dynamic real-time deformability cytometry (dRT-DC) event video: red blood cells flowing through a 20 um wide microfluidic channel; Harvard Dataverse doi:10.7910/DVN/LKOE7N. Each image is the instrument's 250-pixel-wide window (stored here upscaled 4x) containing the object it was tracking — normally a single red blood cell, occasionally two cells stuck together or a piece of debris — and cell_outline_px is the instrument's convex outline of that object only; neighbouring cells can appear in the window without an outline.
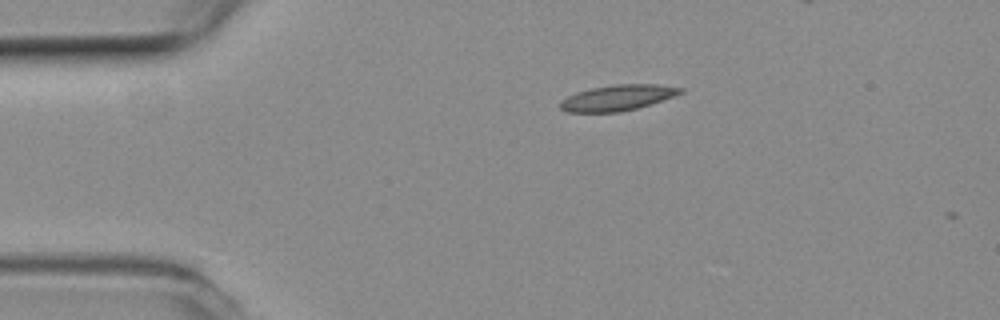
{"species": "common noctule bat (a hibernating species)", "species_latin": "Nyctalus noctula", "temperature_condition": "room temperature", "stored_images_in_passage": 41, "camera_frame_rate_fps": 3000, "um_per_image_px": 0.085, "animal": {"sex": "female", "body_mass_g": 19.3, "forearm_length_mm": 54.1}, "frame": {"image": 1, "passage_image": 1, "time_ms": 0.0, "image_size_px": [1000, 320], "cell_outline_px": [[684, 92], [676, 96], [636, 108], [620, 112], [568, 112], [560, 108], [560, 100], [576, 92], [592, 88], [616, 84], [656, 84], [684, 88]], "centroid_in_image_um": [52.51, 8.3], "position_along_channel_um": 32.5, "area_um2": 17.98}}
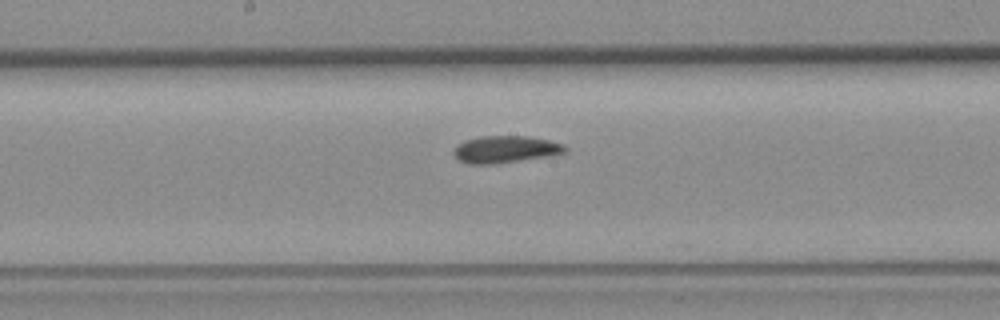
{"frame": {"image": 2, "passage_image": 18, "time_ms": 5.667, "image_size_px": [1000, 320], "cell_outline_px": [[568, 152], [548, 156], [492, 164], [468, 164], [460, 160], [452, 152], [456, 144], [464, 140], [480, 136], [528, 136], [548, 140], [564, 144], [568, 148]], "centroid_in_image_um": [42.95, 12.68], "position_along_channel_um": 205.2, "area_um2": 17.63}}
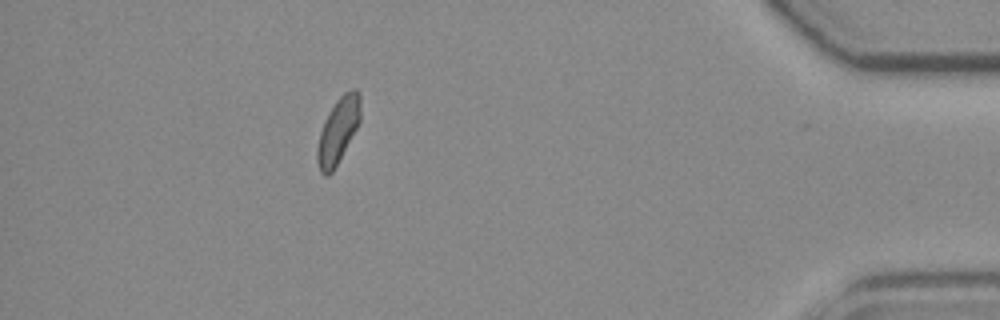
{"frame": {"image": 3, "passage_image": 35, "time_ms": 11.333, "image_size_px": [1000, 320], "cell_outline_px": [[360, 120], [356, 128], [332, 172], [328, 176], [324, 176], [320, 172], [316, 160], [316, 148], [320, 132], [324, 120], [328, 112], [336, 100], [344, 92], [352, 88], [356, 88], [360, 92]], "centroid_in_image_um": [28.71, 11.07], "position_along_channel_um": 406.5, "area_um2": 16.47}, "authors_computed_cell_mechanics": {"area_um2": 17.1666, "velocity_mm_per_s": 3.814, "shape_relaxation_time_tau1_ms": 5.8149, "shape_relaxation_time_tau2_ms": null, "deformation_change_tau1": 0.1351, "deformation_change_tau2": null}}